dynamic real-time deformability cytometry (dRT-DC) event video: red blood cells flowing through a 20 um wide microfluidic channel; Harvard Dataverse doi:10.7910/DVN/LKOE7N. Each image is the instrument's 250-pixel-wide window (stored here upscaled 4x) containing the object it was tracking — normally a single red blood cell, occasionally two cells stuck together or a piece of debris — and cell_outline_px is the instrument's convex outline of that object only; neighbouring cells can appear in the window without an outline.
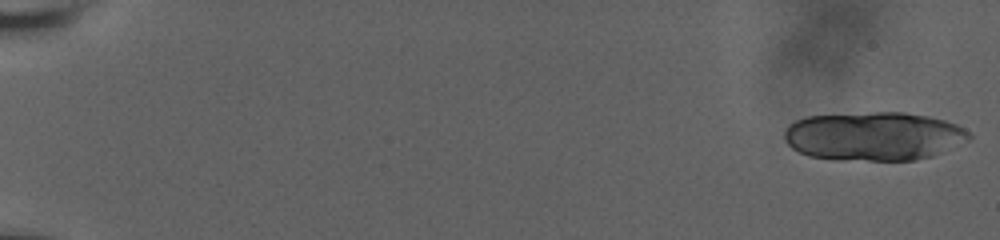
{"species": "human", "species_latin": "Homo sapiens", "temperature_condition": "room temperature", "stored_images_in_passage": 18, "camera_frame_rate_fps": 3000, "um_per_image_px": 0.085, "donor": {"sex": "male"}, "frame": {"image": 1, "passage_image": 1, "time_ms": 0.0, "image_size_px": [1000, 240], "cell_outline_px": [[972, 136], [968, 140], [932, 156], [916, 160], [836, 160], [808, 156], [792, 148], [784, 140], [784, 132], [788, 124], [796, 120], [808, 116], [872, 112], [904, 112], [928, 116], [944, 120], [956, 124], [964, 128]], "centroid_in_image_um": [74.25, 11.58], "position_along_channel_um": 10.8, "area_um2": 52.6}}
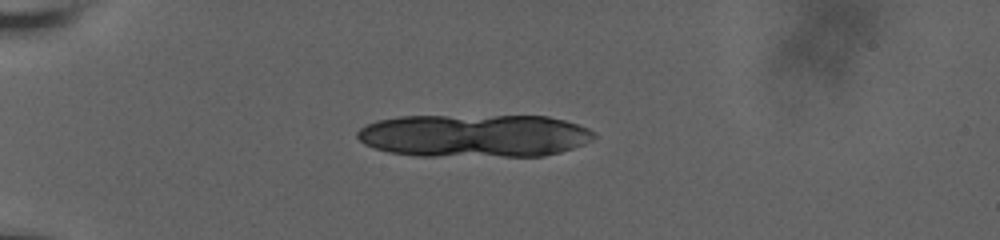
{"frame": {"image": 2, "passage_image": 14, "time_ms": 5.333, "image_size_px": [1000, 240], "cell_outline_px": [[596, 136], [592, 140], [584, 144], [560, 152], [544, 156], [420, 156], [388, 152], [364, 144], [356, 136], [356, 132], [360, 128], [376, 120], [400, 116], [548, 116], [564, 120], [588, 128]], "centroid_in_image_um": [40.3, 11.53], "position_along_channel_um": 44.7, "area_um2": 59.42}}